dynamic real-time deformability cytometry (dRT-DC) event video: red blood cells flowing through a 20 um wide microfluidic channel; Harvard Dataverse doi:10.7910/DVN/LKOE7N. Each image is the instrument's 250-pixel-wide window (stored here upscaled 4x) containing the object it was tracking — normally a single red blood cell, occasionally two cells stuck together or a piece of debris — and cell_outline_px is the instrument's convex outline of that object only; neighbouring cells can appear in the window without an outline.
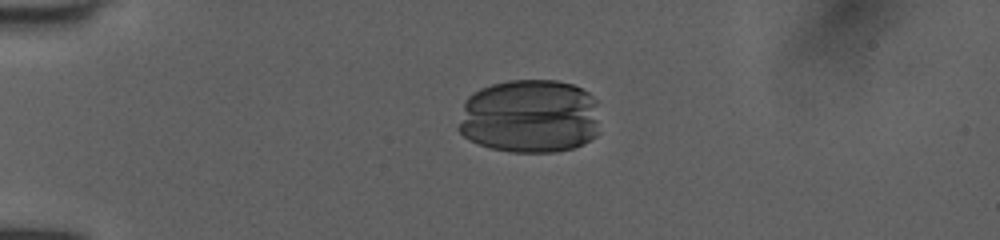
{"species": "human", "species_latin": "Homo sapiens", "temperature_condition": "room temperature", "stored_images_in_passage": 36, "camera_frame_rate_fps": 3000, "um_per_image_px": 0.085, "donor": {"sex": "female"}, "frame": {"image": 1, "passage_image": 5, "time_ms": 1.333, "image_size_px": [1000, 240], "cell_outline_px": [[596, 136], [584, 144], [572, 148], [556, 152], [512, 152], [492, 148], [468, 140], [456, 128], [464, 100], [472, 92], [480, 88], [492, 84], [508, 80], [556, 80], [572, 84], [588, 92], [596, 100]], "centroid_in_image_um": [44.97, 9.88], "position_along_channel_um": 40.0, "area_um2": 61.5}}
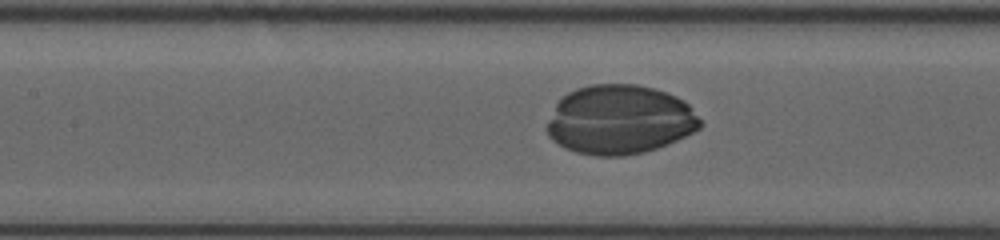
{"frame": {"image": 2, "passage_image": 17, "time_ms": 5.333, "image_size_px": [1000, 240], "cell_outline_px": [[704, 124], [700, 128], [668, 144], [644, 152], [624, 156], [596, 156], [576, 152], [564, 148], [552, 140], [548, 136], [544, 128], [556, 104], [568, 92], [576, 88], [592, 84], [636, 84], [652, 88], [676, 96], [684, 100], [688, 104]], "centroid_in_image_um": [52.65, 10.19], "position_along_channel_um": 154.8, "area_um2": 62.02}}
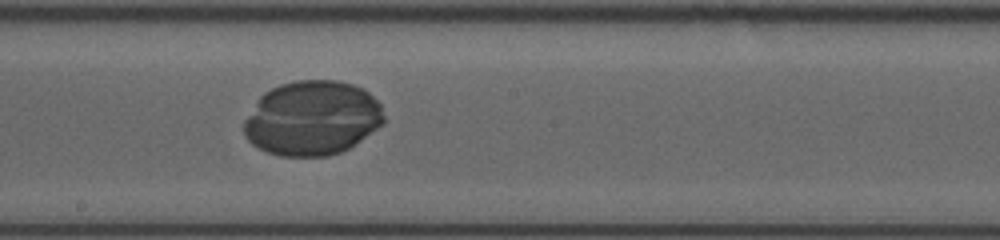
{"frame": {"image": 3, "passage_image": 21, "time_ms": 6.667, "image_size_px": [1000, 240], "cell_outline_px": [[384, 124], [348, 148], [340, 152], [328, 156], [280, 156], [268, 152], [252, 144], [244, 136], [244, 120], [260, 96], [264, 92], [280, 84], [296, 80], [336, 80], [352, 84], [364, 88], [380, 104], [384, 116]], "centroid_in_image_um": [26.53, 10.04], "position_along_channel_um": 221.7, "area_um2": 60.86}}